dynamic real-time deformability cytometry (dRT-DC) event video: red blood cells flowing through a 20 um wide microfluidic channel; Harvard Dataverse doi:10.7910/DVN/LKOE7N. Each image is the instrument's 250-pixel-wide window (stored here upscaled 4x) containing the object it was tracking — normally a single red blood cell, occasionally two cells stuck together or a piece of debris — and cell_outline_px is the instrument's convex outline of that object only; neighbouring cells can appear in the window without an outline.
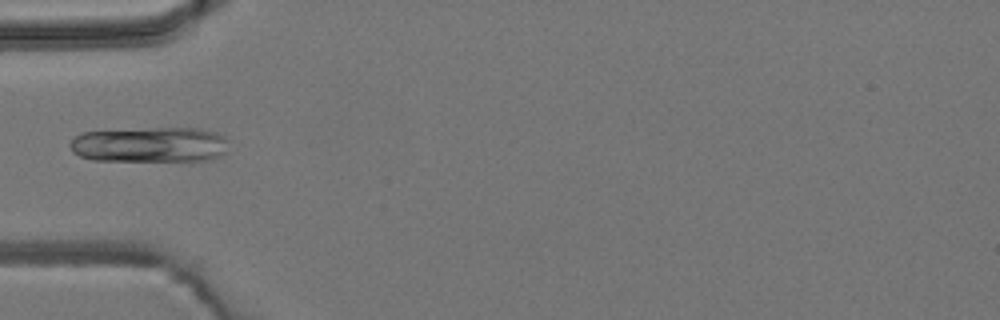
{"species": "common noctule bat (a hibernating species)", "species_latin": "Nyctalus noctula", "temperature_condition": "room temperature", "stored_images_in_passage": 5, "camera_frame_rate_fps": 3000, "um_per_image_px": 0.085, "animal": {"sex": "male", "body_mass_g": 19.2, "forearm_length_mm": 51.8}, "frame": {"image": 1, "passage_image": 4, "time_ms": 4.333, "image_size_px": [1000, 320], "cell_outline_px": [[224, 152], [220, 156], [212, 160], [192, 164], [92, 160], [80, 156], [72, 152], [68, 144], [76, 136], [84, 132], [152, 128], [200, 128], [216, 132], [224, 136]], "centroid_in_image_um": [12.78, 12.36], "position_along_channel_um": 72.2, "area_um2": 34.04}}
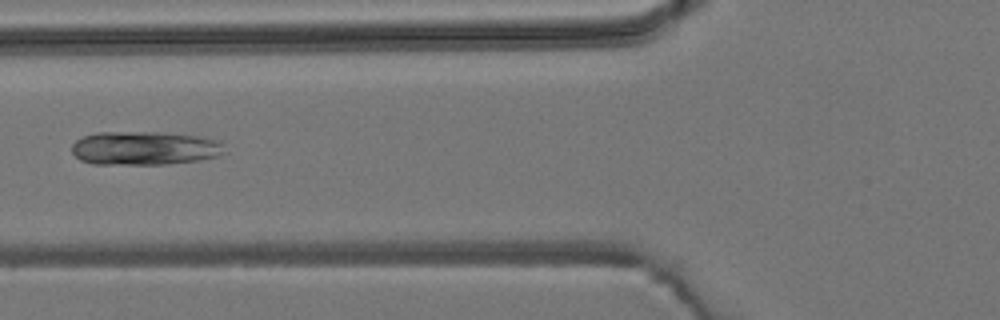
{"frame": {"image": 2, "passage_image": 5, "time_ms": 5.333, "image_size_px": [1000, 320], "cell_outline_px": [[228, 152], [216, 156], [196, 160], [168, 164], [92, 164], [80, 160], [72, 152], [72, 144], [76, 140], [84, 136], [96, 132], [160, 132], [200, 136], [220, 140]], "centroid_in_image_um": [12.3, 12.59], "position_along_channel_um": 113.5, "area_um2": 30.23}}